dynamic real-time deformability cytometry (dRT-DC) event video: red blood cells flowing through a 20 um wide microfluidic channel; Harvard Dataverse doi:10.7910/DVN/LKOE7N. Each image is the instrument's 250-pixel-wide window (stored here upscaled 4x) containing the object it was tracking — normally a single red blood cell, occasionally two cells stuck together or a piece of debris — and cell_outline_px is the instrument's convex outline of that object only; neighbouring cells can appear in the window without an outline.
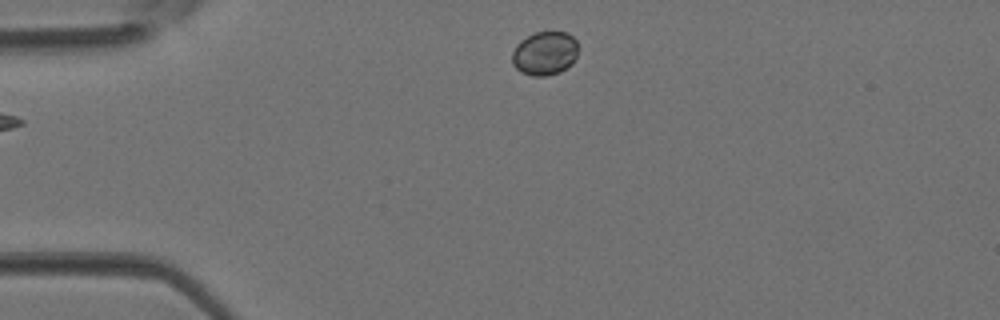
{"species": "Egyptian fruit bat (a non-hibernating species)", "species_latin": "Rousettus aegyptiacus", "temperature_condition": "room temperature", "stored_images_in_passage": 2, "segment_of_instrument_passage": [2, 2], "camera_frame_rate_fps": 3000, "um_per_image_px": 0.085, "animal": {"sex": "female"}, "frame": {"image": 1, "passage_image": 2, "time_ms": 0.333, "image_size_px": [1000, 320], "cell_outline_px": [[576, 56], [572, 64], [560, 72], [544, 76], [532, 76], [520, 72], [512, 64], [512, 52], [516, 44], [520, 40], [536, 32], [568, 32], [576, 40]], "centroid_in_image_um": [46.28, 4.54], "position_along_channel_um": 38.7, "area_um2": 16.88}}